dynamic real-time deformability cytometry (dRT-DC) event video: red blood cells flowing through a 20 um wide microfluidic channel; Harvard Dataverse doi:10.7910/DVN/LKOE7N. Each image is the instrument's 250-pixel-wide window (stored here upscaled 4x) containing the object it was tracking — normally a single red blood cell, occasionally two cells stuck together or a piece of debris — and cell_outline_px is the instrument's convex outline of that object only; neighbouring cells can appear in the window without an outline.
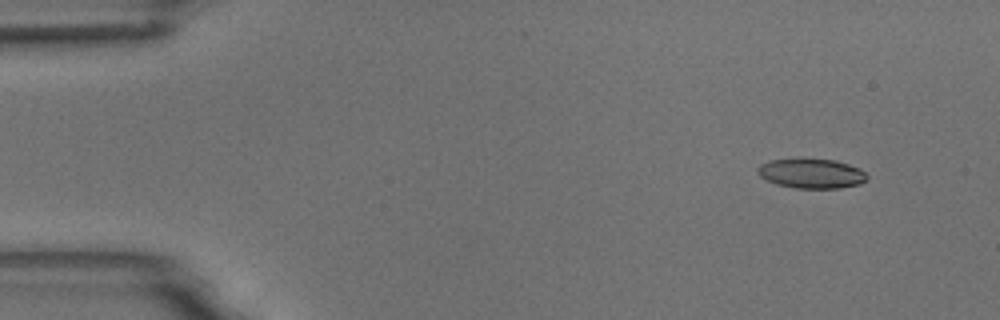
{"species": "common noctule bat (a hibernating species)", "species_latin": "Nyctalus noctula", "temperature_condition": "room temperature", "stored_images_in_passage": 5, "camera_frame_rate_fps": 3000, "um_per_image_px": 0.085, "animal": {"sex": "male", "body_mass_g": 18.8}, "frame": {"image": 1, "passage_image": 2, "time_ms": 1.0, "image_size_px": [1000, 320], "cell_outline_px": [[868, 176], [860, 184], [840, 188], [796, 188], [776, 184], [760, 176], [756, 172], [756, 168], [760, 164], [768, 160], [836, 160], [860, 168]], "centroid_in_image_um": [68.96, 14.76], "position_along_channel_um": 16.0, "area_um2": 18.61}}
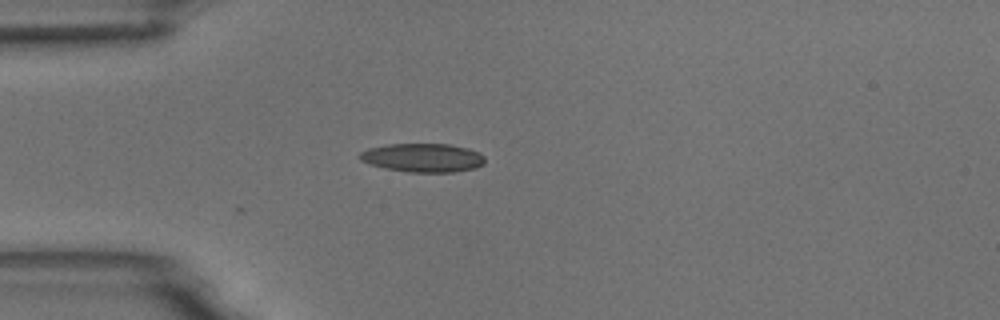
{"frame": {"image": 2, "passage_image": 4, "time_ms": 4.333, "image_size_px": [1000, 320], "cell_outline_px": [[484, 164], [476, 168], [452, 172], [408, 172], [384, 168], [360, 160], [360, 152], [368, 148], [388, 144], [448, 144], [468, 148], [480, 152], [484, 156]], "centroid_in_image_um": [35.97, 13.4], "position_along_channel_um": 49.0, "area_um2": 20.92}}